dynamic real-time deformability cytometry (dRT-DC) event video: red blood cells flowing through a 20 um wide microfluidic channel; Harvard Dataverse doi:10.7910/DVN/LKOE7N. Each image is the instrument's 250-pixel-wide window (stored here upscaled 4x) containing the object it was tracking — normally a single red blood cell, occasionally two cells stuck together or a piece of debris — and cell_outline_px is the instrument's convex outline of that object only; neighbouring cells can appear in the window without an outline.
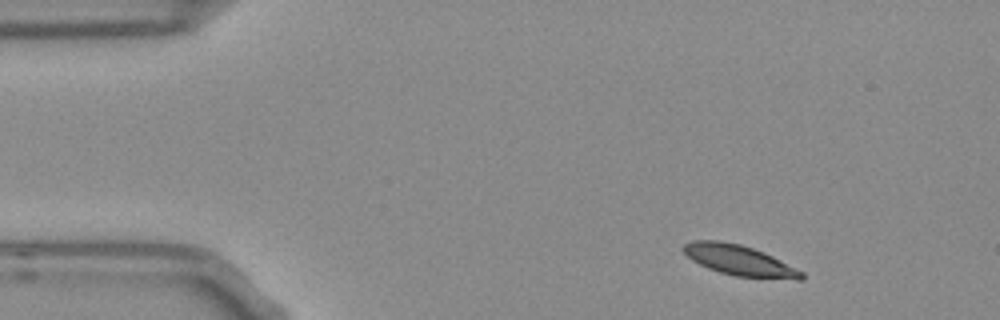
{"species": "Egyptian fruit bat (a non-hibernating species)", "species_latin": "Rousettus aegyptiacus", "temperature_condition": "room temperature", "stored_images_in_passage": 49, "camera_frame_rate_fps": 3000, "um_per_image_px": 0.085, "frame": {"image": 1, "passage_image": 1, "time_ms": 0.0, "image_size_px": [1000, 320], "cell_outline_px": [[804, 280], [796, 280], [736, 276], [720, 272], [708, 268], [692, 260], [680, 248], [684, 244], [692, 240], [720, 240], [740, 244], [764, 252], [804, 272]], "centroid_in_image_um": [62.85, 22.13], "position_along_channel_um": 22.2, "area_um2": 20.98}}
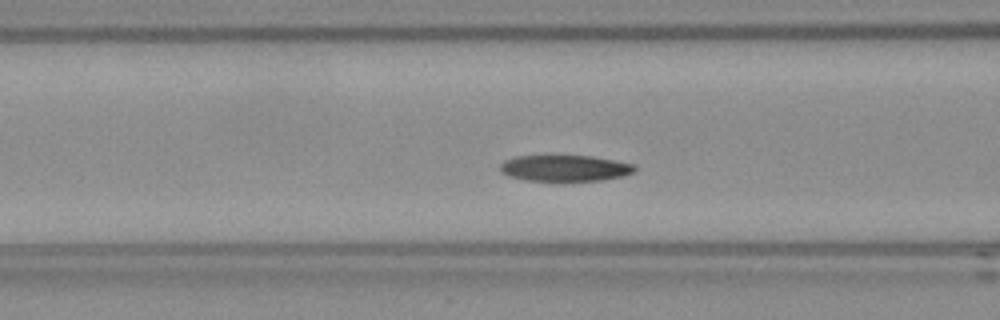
{"frame": {"image": 2, "passage_image": 15, "time_ms": 4.667, "image_size_px": [1000, 320], "cell_outline_px": [[636, 168], [632, 172], [620, 176], [600, 180], [524, 180], [508, 176], [500, 172], [500, 164], [504, 160], [516, 156], [544, 152], [592, 156], [636, 164]], "centroid_in_image_um": [47.91, 14.22], "position_along_channel_um": 118.7, "area_um2": 21.39}}
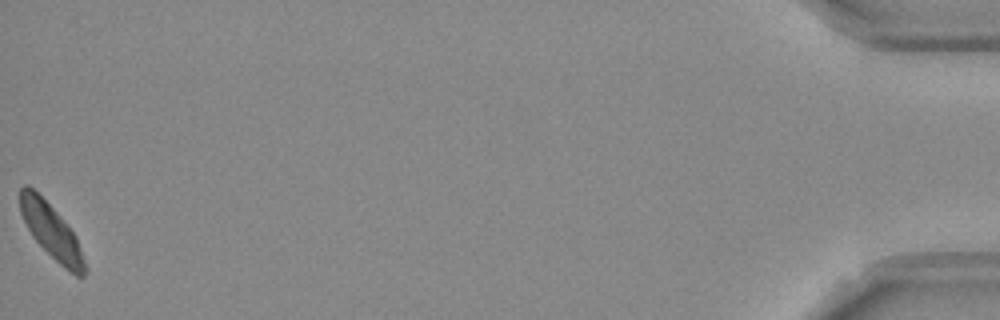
{"frame": {"image": 3, "passage_image": 49, "time_ms": 16.0, "image_size_px": [1000, 320], "cell_outline_px": [[88, 268], [84, 276], [76, 276], [64, 268], [32, 236], [20, 212], [20, 188], [24, 184], [28, 184], [52, 208], [76, 236]], "centroid_in_image_um": [4.39, 19.69], "position_along_channel_um": 430.8, "area_um2": 20.06}, "authors_computed_cell_mechanics": {"area_um2": 21.5016, "velocity_mm_per_s": 3.6743, "shape_relaxation_time_tau1_ms": 4.2563, "shape_relaxation_time_tau2_ms": 9.2838, "deformation_change_tau1": 0.0979, "deformation_change_tau2": 0.1415}}